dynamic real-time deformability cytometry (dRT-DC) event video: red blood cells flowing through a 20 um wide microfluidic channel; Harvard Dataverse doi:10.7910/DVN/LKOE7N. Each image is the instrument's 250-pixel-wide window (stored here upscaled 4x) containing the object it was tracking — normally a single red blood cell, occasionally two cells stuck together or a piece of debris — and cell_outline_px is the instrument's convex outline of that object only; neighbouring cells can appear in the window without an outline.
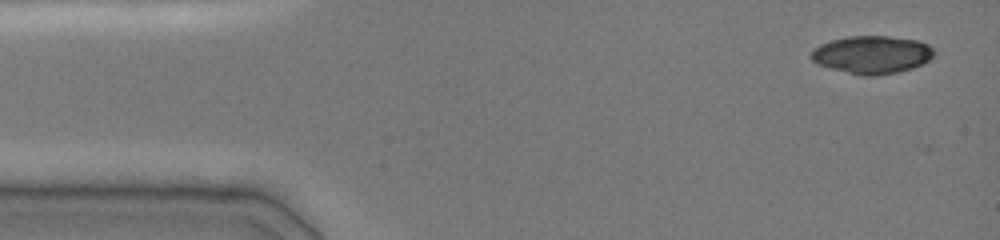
{"species": "common noctule bat (a hibernating species)", "species_latin": "Nyctalus noctula", "temperature_condition": "cold", "stored_images_in_passage": 12, "camera_frame_rate_fps": 3000, "um_per_image_px": 0.085, "animal": {"sex": "female", "body_mass_g": 19.0, "forearm_length_mm": 51.5}, "frame": {"image": 1, "passage_image": 1, "time_ms": 0.0, "image_size_px": [1000, 240], "cell_outline_px": [[936, 52], [928, 60], [912, 68], [896, 72], [876, 76], [860, 76], [828, 68], [816, 64], [808, 56], [820, 44], [832, 40], [848, 36], [888, 36], [916, 40], [928, 44]], "centroid_in_image_um": [74.08, 4.66], "position_along_channel_um": 10.9, "area_um2": 27.17}}
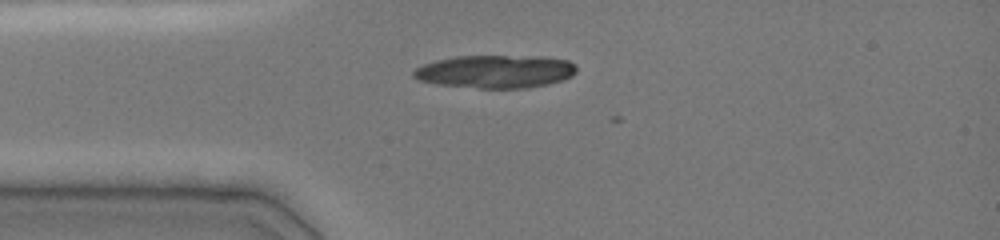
{"frame": {"image": 2, "passage_image": 10, "time_ms": 3.0, "image_size_px": [1000, 240], "cell_outline_px": [[576, 72], [572, 76], [560, 80], [544, 84], [524, 88], [480, 88], [440, 84], [420, 80], [412, 76], [412, 72], [416, 68], [424, 64], [436, 60], [456, 56], [544, 56], [568, 60], [576, 64]], "centroid_in_image_um": [42.13, 6.06], "position_along_channel_um": 42.9, "area_um2": 31.15}}